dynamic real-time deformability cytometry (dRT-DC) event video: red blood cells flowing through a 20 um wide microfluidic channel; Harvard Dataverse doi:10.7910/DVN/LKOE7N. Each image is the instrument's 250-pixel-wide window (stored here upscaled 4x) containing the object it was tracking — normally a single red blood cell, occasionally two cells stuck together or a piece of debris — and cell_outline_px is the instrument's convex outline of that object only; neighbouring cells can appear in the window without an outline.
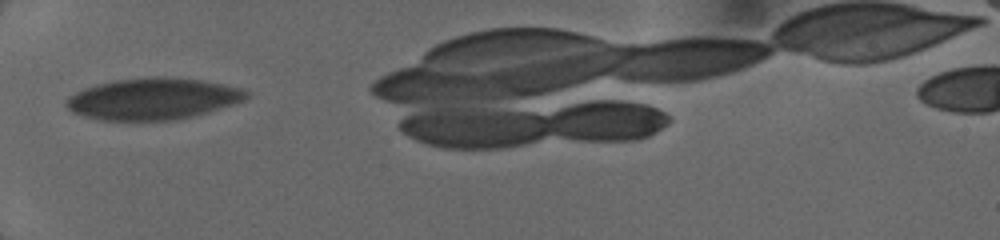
{"species": "human", "species_latin": "Homo sapiens", "temperature_condition": "cold", "stored_images_in_passage": 3, "camera_frame_rate_fps": 3000, "um_per_image_px": 0.085, "donor": {"sex": "female"}, "frame": {"image": 1, "passage_image": 2, "time_ms": 1.0, "image_size_px": [1000, 240], "cell_outline_px": [[252, 92], [244, 100], [208, 112], [192, 116], [172, 120], [100, 120], [72, 112], [64, 104], [64, 100], [68, 96], [84, 88], [96, 84], [116, 80], [148, 76], [160, 76], [200, 80], [224, 84], [244, 88]], "centroid_in_image_um": [13.0, 8.39], "position_along_channel_um": 72.0, "area_um2": 43.7}}